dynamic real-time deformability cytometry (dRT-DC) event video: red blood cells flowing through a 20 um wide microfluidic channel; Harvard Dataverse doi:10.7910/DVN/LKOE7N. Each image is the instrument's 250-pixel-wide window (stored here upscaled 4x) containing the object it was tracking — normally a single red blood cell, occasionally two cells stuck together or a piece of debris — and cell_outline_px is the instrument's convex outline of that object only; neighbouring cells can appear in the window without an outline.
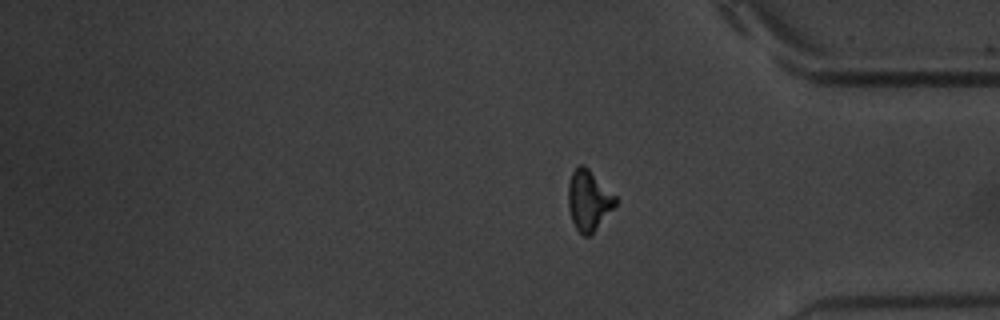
{"species": "common noctule bat (a hibernating species)", "species_latin": "Nyctalus noctula", "temperature_condition": "warm", "stored_images_in_passage": 15, "segment_of_instrument_passage": [2, 2], "camera_frame_rate_fps": 3000, "um_per_image_px": 0.085, "animal": {"sex": "male", "body_mass_g": 20.1, "forearm_length_mm": 53.5}, "frame": {"image": 1, "passage_image": 15, "time_ms": 19.0, "image_size_px": [1000, 320], "cell_outline_px": [[616, 204], [596, 228], [588, 236], [584, 236], [576, 228], [572, 220], [568, 208], [568, 184], [572, 172], [580, 164], [584, 164], [616, 196]], "centroid_in_image_um": [50.01, 17.0], "position_along_channel_um": 385.2, "area_um2": 16.3}}